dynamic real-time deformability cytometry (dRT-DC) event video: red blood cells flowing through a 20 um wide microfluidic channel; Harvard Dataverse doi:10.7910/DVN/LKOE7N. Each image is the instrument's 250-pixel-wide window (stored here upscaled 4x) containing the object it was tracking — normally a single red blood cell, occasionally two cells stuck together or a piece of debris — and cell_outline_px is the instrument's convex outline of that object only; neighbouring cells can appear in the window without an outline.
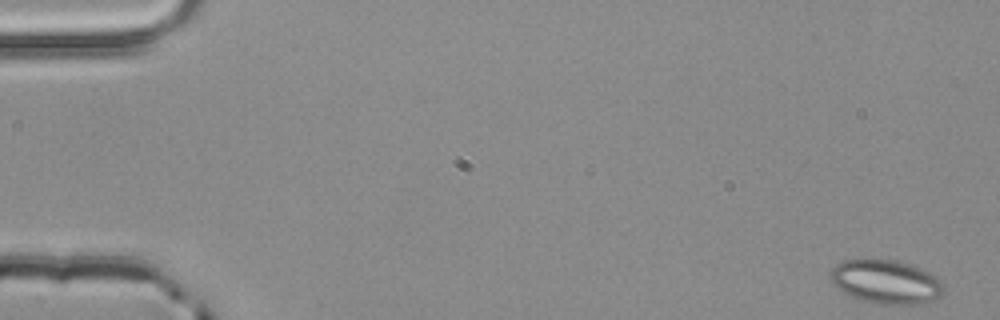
{"species": "common noctule bat (a hibernating species)", "species_latin": "Nyctalus noctula", "temperature_condition": "room temperature", "stored_images_in_passage": 53, "camera_frame_rate_fps": 3000, "um_per_image_px": 0.085, "animal": {"sex": "male", "body_mass_g": 20.4}, "frame": {"image": 1, "passage_image": 1, "time_ms": 0.0, "image_size_px": [1000, 320], "cell_outline_px": [[944, 284], [940, 292], [932, 300], [916, 304], [880, 304], [864, 300], [852, 296], [844, 292], [832, 284], [832, 268], [836, 264], [844, 260], [896, 260], [908, 264], [928, 272], [936, 276]], "centroid_in_image_um": [75.29, 23.95], "position_along_channel_um": 9.7, "area_um2": 28.15}}
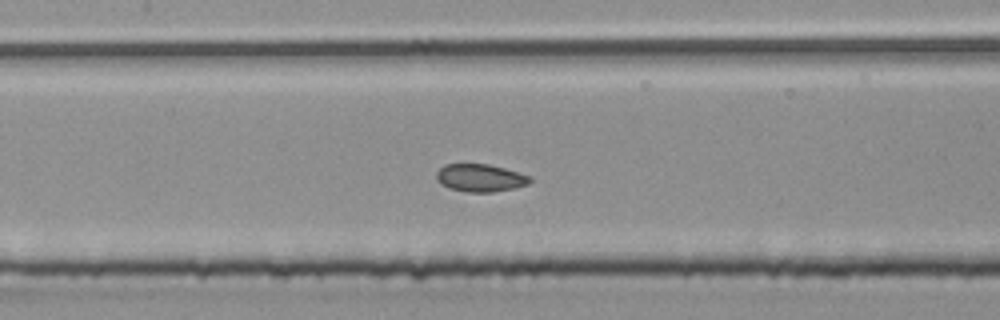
{"frame": {"image": 2, "passage_image": 25, "time_ms": 8.0, "image_size_px": [1000, 320], "cell_outline_px": [[532, 180], [528, 184], [512, 188], [492, 192], [464, 192], [448, 188], [436, 180], [436, 172], [444, 164], [488, 164], [504, 168], [532, 176]], "centroid_in_image_um": [40.8, 15.12], "position_along_channel_um": 166.6, "area_um2": 15.14}}
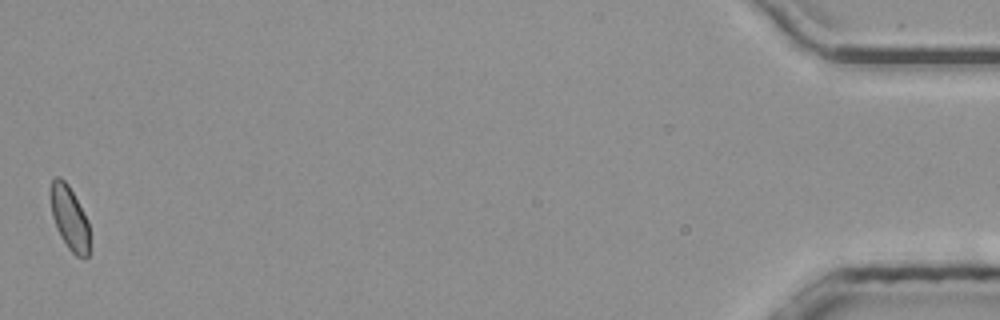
{"frame": {"image": 3, "passage_image": 53, "time_ms": 17.333, "image_size_px": [1000, 320], "cell_outline_px": [[88, 256], [84, 260], [76, 256], [68, 248], [60, 236], [56, 228], [52, 216], [52, 180], [56, 176], [60, 176], [68, 184], [88, 220]], "centroid_in_image_um": [5.92, 18.57], "position_along_channel_um": 429.3, "area_um2": 14.22}, "authors_computed_cell_mechanics": {"area_um2": 15.3748, "velocity_mm_per_s": 3.8936, "shape_relaxation_time_tau1_ms": null, "shape_relaxation_time_tau2_ms": 1.6842, "deformation_change_tau1": null, "deformation_change_tau2": 0.0585}}